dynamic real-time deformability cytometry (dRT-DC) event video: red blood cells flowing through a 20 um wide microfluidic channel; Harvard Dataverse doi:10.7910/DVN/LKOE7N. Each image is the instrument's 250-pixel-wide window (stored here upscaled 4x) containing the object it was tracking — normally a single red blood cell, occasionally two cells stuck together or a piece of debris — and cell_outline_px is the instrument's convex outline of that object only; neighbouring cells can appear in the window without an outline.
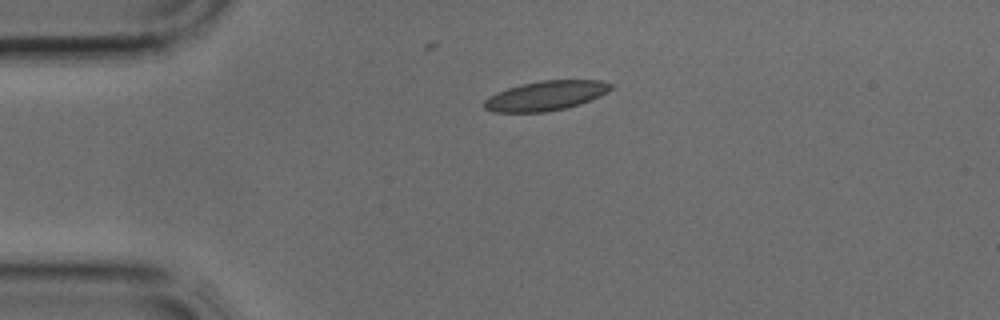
{"species": "common noctule bat (a hibernating species)", "species_latin": "Nyctalus noctula", "temperature_condition": "cold", "stored_images_in_passage": 32, "camera_frame_rate_fps": 3000, "um_per_image_px": 0.085, "animal": {"sex": "male", "body_mass_g": 17.9, "forearm_length_mm": 54.2}, "frame": {"image": 1, "passage_image": 1, "time_ms": 0.0, "image_size_px": [1000, 320], "cell_outline_px": [[612, 88], [608, 92], [600, 96], [580, 104], [564, 108], [544, 112], [492, 112], [484, 108], [484, 100], [488, 96], [496, 92], [508, 88], [540, 80], [600, 80], [612, 84]], "centroid_in_image_um": [46.38, 8.13], "position_along_channel_um": 38.6, "area_um2": 21.79}}
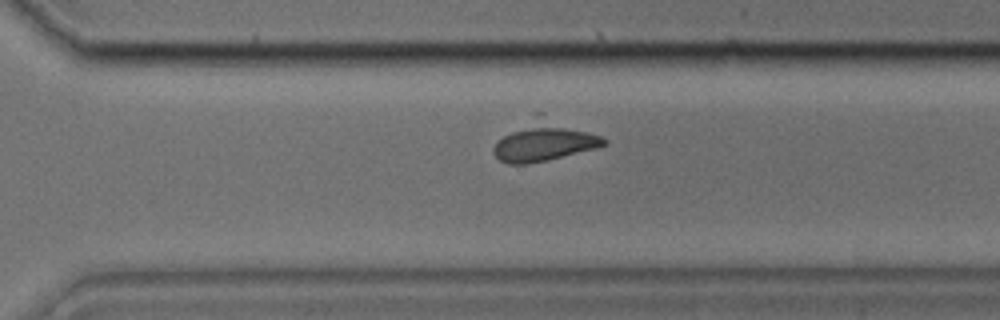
{"frame": {"image": 2, "passage_image": 20, "time_ms": 6.333, "image_size_px": [1000, 320], "cell_outline_px": [[608, 144], [548, 160], [528, 164], [508, 164], [500, 160], [492, 152], [492, 148], [504, 136], [536, 112], [540, 112], [600, 136], [608, 140]], "centroid_in_image_um": [46.25, 11.97], "position_along_channel_um": 324.4, "area_um2": 25.43}}
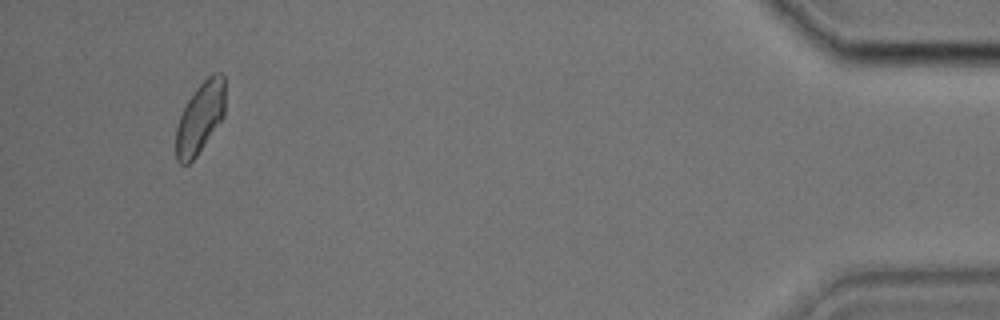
{"frame": {"image": 3, "passage_image": 30, "time_ms": 9.667, "image_size_px": [1000, 320], "cell_outline_px": [[224, 116], [196, 156], [188, 164], [180, 164], [176, 160], [176, 128], [180, 116], [188, 100], [196, 88], [212, 72], [220, 72], [224, 76]], "centroid_in_image_um": [17.01, 10.0], "position_along_channel_um": 418.2, "area_um2": 20.17}}